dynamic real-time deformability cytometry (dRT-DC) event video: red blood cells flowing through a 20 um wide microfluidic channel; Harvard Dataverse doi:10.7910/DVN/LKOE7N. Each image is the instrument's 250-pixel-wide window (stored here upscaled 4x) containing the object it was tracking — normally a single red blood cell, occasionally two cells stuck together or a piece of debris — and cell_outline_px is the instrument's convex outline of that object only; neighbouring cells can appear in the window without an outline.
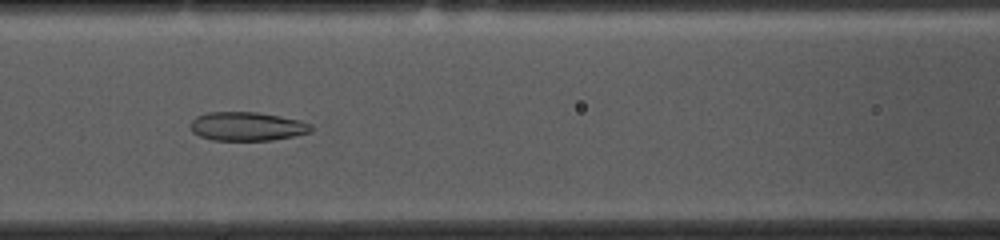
{"species": "common noctule bat (a hibernating species)", "species_latin": "Nyctalus noctula", "temperature_condition": "cold", "stored_images_in_passage": 52, "camera_frame_rate_fps": 3000, "um_per_image_px": 0.085, "animal": {"sex": "female", "body_mass_g": 10.0, "forearm_length_mm": 53.1}, "frame": {"image": 1, "passage_image": 21, "time_ms": 6.667, "image_size_px": [1000, 240], "cell_outline_px": [[312, 132], [272, 140], [212, 140], [200, 136], [192, 132], [188, 124], [196, 116], [208, 112], [256, 112], [280, 116], [300, 120], [312, 124]], "centroid_in_image_um": [20.98, 10.74], "position_along_channel_um": 145.6, "area_um2": 20.35}}
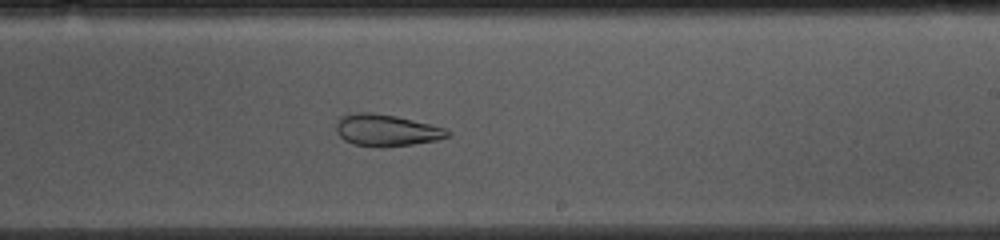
{"frame": {"image": 2, "passage_image": 30, "time_ms": 9.667, "image_size_px": [1000, 240], "cell_outline_px": [[452, 132], [448, 136], [436, 140], [412, 144], [384, 148], [352, 144], [344, 140], [336, 132], [336, 124], [340, 116], [356, 112], [372, 112], [396, 116], [448, 128]], "centroid_in_image_um": [32.84, 11.07], "position_along_channel_um": 256.2, "area_um2": 20.87}}
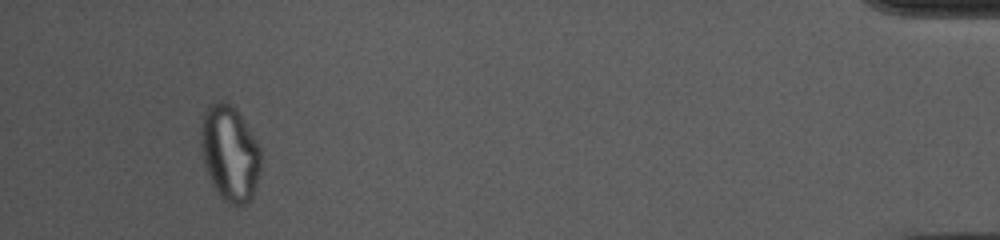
{"frame": {"image": 3, "passage_image": 49, "time_ms": 16.0, "image_size_px": [1000, 240], "cell_outline_px": [[260, 168], [256, 188], [252, 200], [248, 204], [228, 204], [220, 196], [212, 184], [204, 164], [200, 144], [200, 128], [204, 112], [208, 104], [216, 100], [224, 100], [232, 104], [256, 140], [260, 148]], "centroid_in_image_um": [19.52, 13.01], "position_along_channel_um": 415.7, "area_um2": 33.64}, "authors_computed_cell_mechanics": {"area_um2": 26.2412, "velocity_mm_per_s": 3.6973, "shape_relaxation_time_tau1_ms": null, "shape_relaxation_time_tau2_ms": 2.1179, "deformation_change_tau1": null, "deformation_change_tau2": 0.0783}}